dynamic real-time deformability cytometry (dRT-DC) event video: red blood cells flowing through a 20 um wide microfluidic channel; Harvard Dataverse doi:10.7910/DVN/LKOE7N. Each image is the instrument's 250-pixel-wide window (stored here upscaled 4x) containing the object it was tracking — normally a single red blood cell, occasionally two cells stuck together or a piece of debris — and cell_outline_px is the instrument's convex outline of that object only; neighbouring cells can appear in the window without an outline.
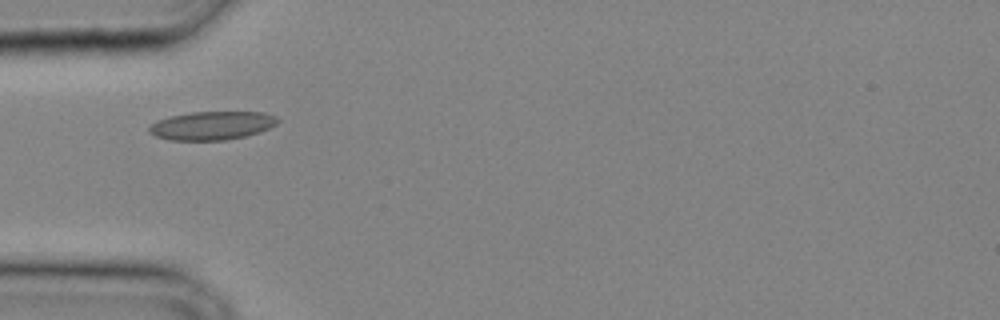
{"species": "common noctule bat (a hibernating species)", "species_latin": "Nyctalus noctula", "temperature_condition": "cold", "stored_images_in_passage": 27, "camera_frame_rate_fps": 3000, "um_per_image_px": 0.085, "animal": {"sex": "male", "body_mass_g": 20.4}, "frame": {"image": 1, "passage_image": 8, "time_ms": 2.333, "image_size_px": [1000, 320], "cell_outline_px": [[280, 120], [276, 124], [260, 132], [244, 136], [224, 140], [168, 140], [156, 136], [148, 132], [148, 128], [156, 120], [172, 116], [192, 112], [264, 112], [276, 116]], "centroid_in_image_um": [18.01, 10.67], "position_along_channel_um": 67.0, "area_um2": 21.27}}
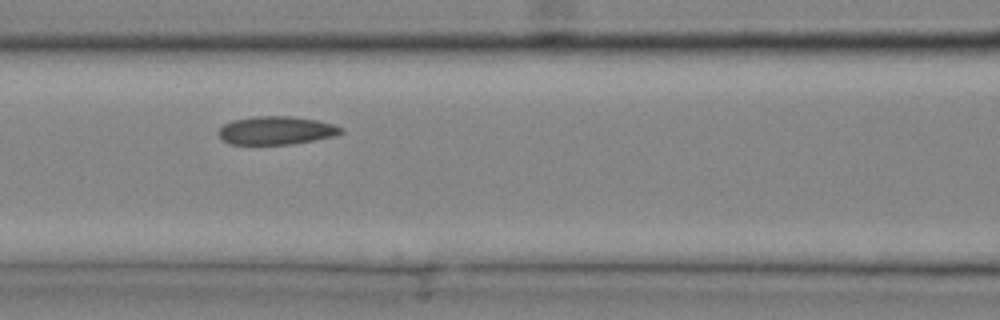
{"frame": {"image": 2, "passage_image": 12, "time_ms": 3.667, "image_size_px": [1000, 320], "cell_outline_px": [[344, 132], [336, 136], [292, 144], [228, 144], [216, 132], [224, 124], [232, 120], [256, 116], [292, 116], [316, 120], [332, 124], [344, 128]], "centroid_in_image_um": [23.49, 11.09], "position_along_channel_um": 143.1, "area_um2": 20.23}}